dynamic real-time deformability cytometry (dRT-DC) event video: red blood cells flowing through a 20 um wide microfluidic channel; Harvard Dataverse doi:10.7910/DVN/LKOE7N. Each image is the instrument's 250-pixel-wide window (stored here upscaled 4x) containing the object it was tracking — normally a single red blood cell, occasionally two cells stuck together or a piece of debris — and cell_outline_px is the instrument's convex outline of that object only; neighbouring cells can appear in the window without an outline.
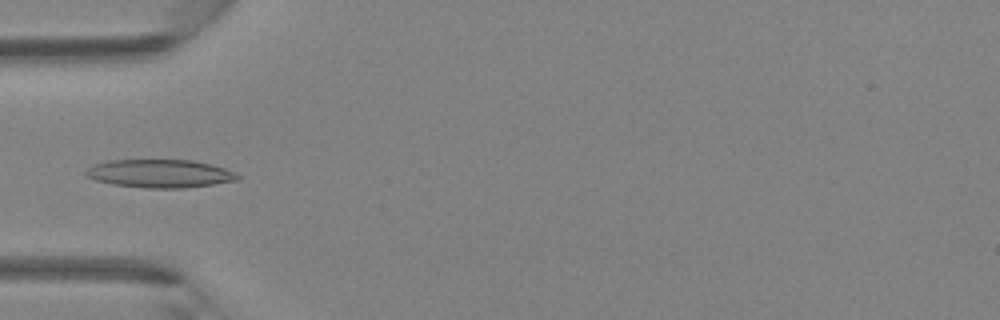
{"species": "Egyptian fruit bat (a non-hibernating species)", "species_latin": "Rousettus aegyptiacus", "temperature_condition": "room temperature", "stored_images_in_passage": 31, "camera_frame_rate_fps": 3000, "um_per_image_px": 0.085, "animal": {"sex": "female"}, "frame": {"image": 1, "passage_image": 1, "time_ms": 0.0, "image_size_px": [1000, 320], "cell_outline_px": [[240, 180], [184, 188], [144, 188], [112, 184], [96, 180], [88, 176], [84, 172], [92, 164], [108, 160], [192, 160], [212, 164], [236, 172], [240, 176]], "centroid_in_image_um": [13.61, 14.75], "position_along_channel_um": 71.4, "area_um2": 25.03}}
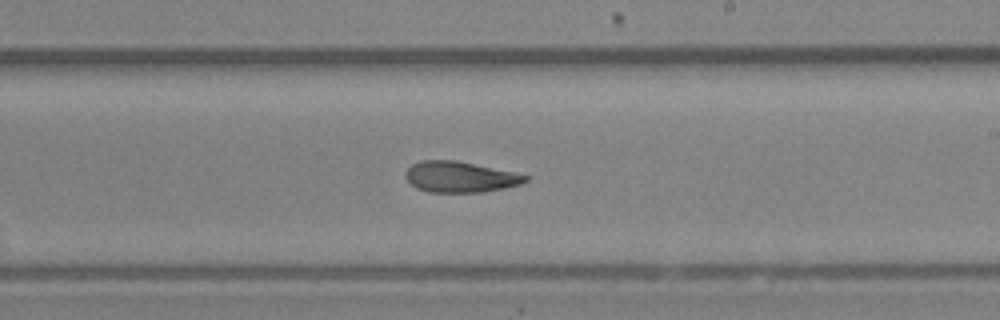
{"frame": {"image": 2, "passage_image": 13, "time_ms": 4.0, "image_size_px": [1000, 320], "cell_outline_px": [[528, 180], [520, 184], [504, 188], [480, 192], [428, 192], [416, 188], [404, 176], [404, 172], [412, 164], [420, 160], [456, 160], [512, 172], [528, 176]], "centroid_in_image_um": [39.05, 15.03], "position_along_channel_um": 249.9, "area_um2": 21.39}}
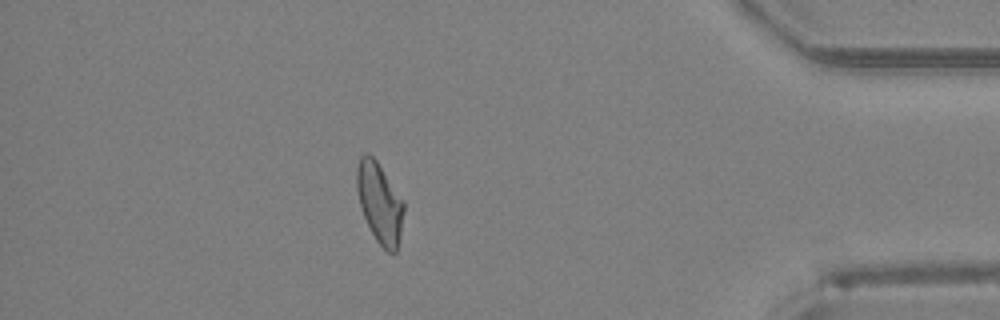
{"frame": {"image": 3, "passage_image": 26, "time_ms": 8.333, "image_size_px": [1000, 320], "cell_outline_px": [[404, 208], [400, 240], [396, 252], [388, 252], [376, 240], [360, 208], [356, 188], [356, 168], [360, 156], [364, 152], [368, 152], [376, 160], [404, 200]], "centroid_in_image_um": [32.26, 17.21], "position_along_channel_um": 402.9, "area_um2": 22.14}}